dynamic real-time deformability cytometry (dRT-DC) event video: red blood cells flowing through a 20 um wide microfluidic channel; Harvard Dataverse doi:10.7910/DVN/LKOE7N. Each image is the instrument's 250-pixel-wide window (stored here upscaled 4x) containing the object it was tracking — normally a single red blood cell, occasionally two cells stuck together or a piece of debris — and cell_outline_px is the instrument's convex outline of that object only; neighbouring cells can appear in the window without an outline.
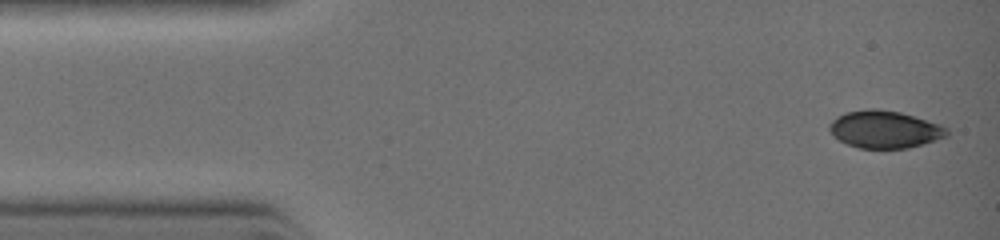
{"species": "common noctule bat (a hibernating species)", "species_latin": "Nyctalus noctula", "temperature_condition": "warm", "stored_images_in_passage": 13, "camera_frame_rate_fps": 3000, "um_per_image_px": 0.085, "animal": {"sex": "female", "body_mass_g": 19.0, "forearm_length_mm": 51.5}, "frame": {"image": 1, "passage_image": 1, "time_ms": 0.0, "image_size_px": [1000, 240], "cell_outline_px": [[948, 136], [908, 148], [860, 148], [848, 144], [840, 140], [828, 128], [828, 124], [832, 120], [844, 112], [872, 108], [900, 112], [940, 124], [948, 128]], "centroid_in_image_um": [75.2, 10.99], "position_along_channel_um": 9.8, "area_um2": 25.37}}
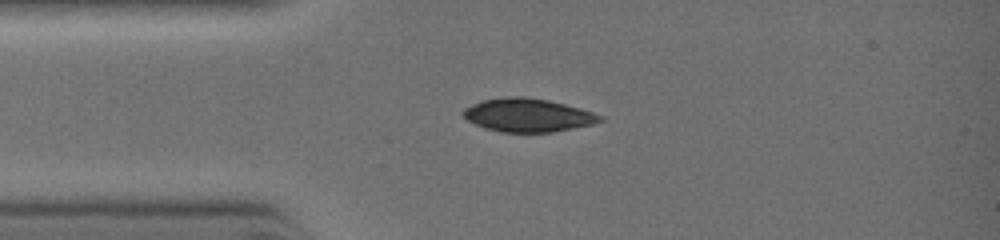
{"frame": {"image": 2, "passage_image": 10, "time_ms": 2.0, "image_size_px": [1000, 240], "cell_outline_px": [[604, 120], [592, 124], [552, 132], [500, 132], [484, 128], [468, 120], [460, 112], [464, 108], [472, 104], [484, 100], [504, 96], [524, 96], [548, 100], [580, 108], [604, 116]], "centroid_in_image_um": [44.85, 9.78], "position_along_channel_um": 40.1, "area_um2": 26.59}}